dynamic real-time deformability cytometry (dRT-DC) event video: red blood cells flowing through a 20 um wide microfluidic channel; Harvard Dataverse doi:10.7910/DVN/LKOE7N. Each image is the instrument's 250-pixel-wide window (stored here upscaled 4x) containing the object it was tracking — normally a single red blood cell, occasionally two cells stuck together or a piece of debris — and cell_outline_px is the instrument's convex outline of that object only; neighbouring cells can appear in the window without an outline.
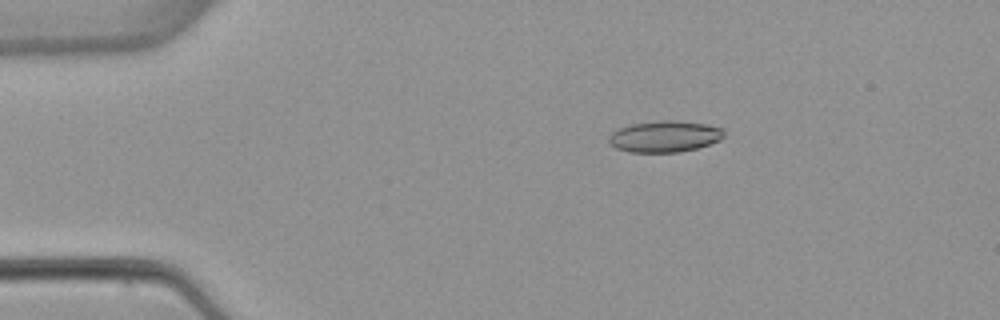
{"species": "common noctule bat (a hibernating species)", "species_latin": "Nyctalus noctula", "temperature_condition": "warm", "stored_images_in_passage": 6, "camera_frame_rate_fps": 3000, "um_per_image_px": 0.085, "animal": {"sex": "female", "body_mass_g": 22.7, "forearm_length_mm": 54.2}, "frame": {"image": 1, "passage_image": 3, "time_ms": 2.333, "image_size_px": [1000, 320], "cell_outline_px": [[724, 136], [720, 140], [696, 148], [680, 152], [628, 152], [616, 148], [608, 140], [608, 136], [612, 132], [628, 124], [660, 120], [676, 120], [708, 124], [724, 128]], "centroid_in_image_um": [56.5, 11.58], "position_along_channel_um": 28.5, "area_um2": 21.21}}
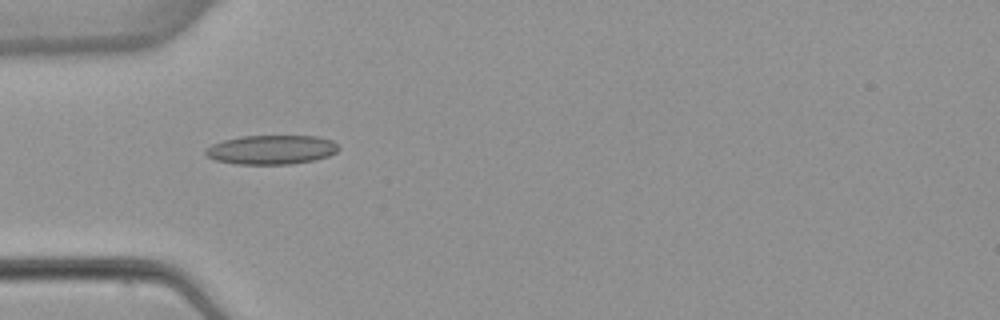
{"frame": {"image": 2, "passage_image": 5, "time_ms": 4.667, "image_size_px": [1000, 320], "cell_outline_px": [[340, 148], [336, 152], [328, 156], [316, 160], [292, 164], [236, 164], [216, 160], [208, 156], [204, 152], [212, 144], [224, 140], [240, 136], [316, 136], [332, 140]], "centroid_in_image_um": [23.1, 12.72], "position_along_channel_um": 61.9, "area_um2": 22.6}}
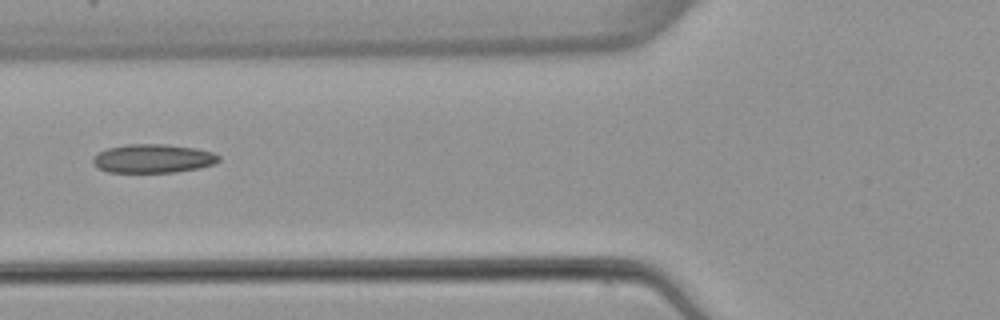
{"frame": {"image": 3, "passage_image": 6, "time_ms": 6.0, "image_size_px": [1000, 320], "cell_outline_px": [[220, 160], [212, 164], [200, 168], [172, 172], [108, 172], [92, 164], [92, 156], [108, 148], [128, 144], [164, 144], [196, 148], [212, 152], [220, 156]], "centroid_in_image_um": [12.99, 13.47], "position_along_channel_um": 112.8, "area_um2": 20.98}}